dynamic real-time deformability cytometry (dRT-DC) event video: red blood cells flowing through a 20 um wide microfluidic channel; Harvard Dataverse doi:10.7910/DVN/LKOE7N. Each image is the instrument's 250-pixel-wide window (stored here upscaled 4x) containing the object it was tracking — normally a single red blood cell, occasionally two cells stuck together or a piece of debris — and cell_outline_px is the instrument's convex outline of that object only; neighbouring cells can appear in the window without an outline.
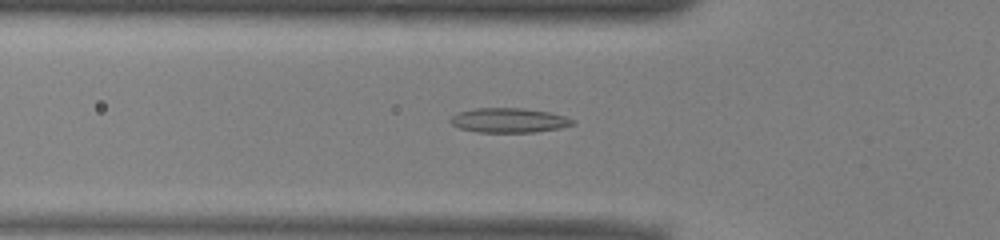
{"species": "common noctule bat (a hibernating species)", "species_latin": "Nyctalus noctula", "temperature_condition": "warm", "stored_images_in_passage": 51, "camera_frame_rate_fps": 3000, "um_per_image_px": 0.085, "animal": {"sex": "male", "body_mass_g": 13.0, "forearm_length_mm": 53.1}, "frame": {"image": 1, "passage_image": 17, "time_ms": 5.333, "image_size_px": [1000, 240], "cell_outline_px": [[576, 124], [560, 128], [536, 132], [476, 132], [460, 128], [452, 124], [448, 120], [452, 116], [460, 112], [476, 108], [524, 108], [548, 112], [564, 116], [576, 120]], "centroid_in_image_um": [43.29, 10.23], "position_along_channel_um": 82.5, "area_um2": 17.51}}
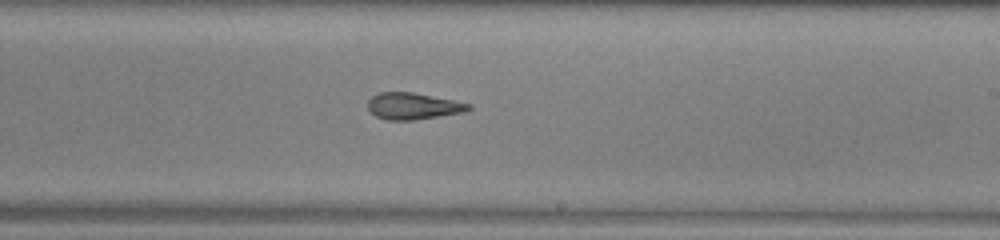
{"frame": {"image": 2, "passage_image": 30, "time_ms": 9.667, "image_size_px": [1000, 240], "cell_outline_px": [[472, 108], [464, 112], [412, 120], [388, 120], [376, 116], [368, 108], [368, 100], [372, 96], [380, 92], [412, 92], [456, 100], [472, 104]], "centroid_in_image_um": [35.14, 9.01], "position_along_channel_um": 253.9, "area_um2": 15.61}}
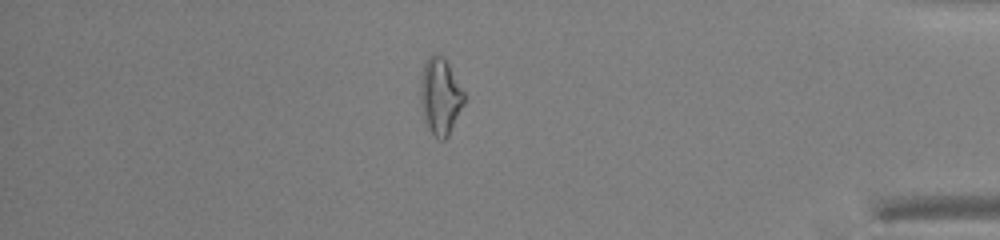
{"frame": {"image": 3, "passage_image": 44, "time_ms": 14.333, "image_size_px": [1000, 240], "cell_outline_px": [[464, 104], [448, 136], [444, 140], [440, 140], [428, 128], [424, 120], [420, 100], [420, 76], [424, 64], [428, 56], [436, 52], [444, 56], [464, 92]], "centroid_in_image_um": [37.4, 8.14], "position_along_channel_um": 397.8, "area_um2": 19.59}, "authors_computed_cell_mechanics": {"area_um2": 17.34, "velocity_mm_per_s": 3.9443, "shape_relaxation_time_tau1_ms": null, "shape_relaxation_time_tau2_ms": 3.2005, "deformation_change_tau1": null, "deformation_change_tau2": 0.1337}}